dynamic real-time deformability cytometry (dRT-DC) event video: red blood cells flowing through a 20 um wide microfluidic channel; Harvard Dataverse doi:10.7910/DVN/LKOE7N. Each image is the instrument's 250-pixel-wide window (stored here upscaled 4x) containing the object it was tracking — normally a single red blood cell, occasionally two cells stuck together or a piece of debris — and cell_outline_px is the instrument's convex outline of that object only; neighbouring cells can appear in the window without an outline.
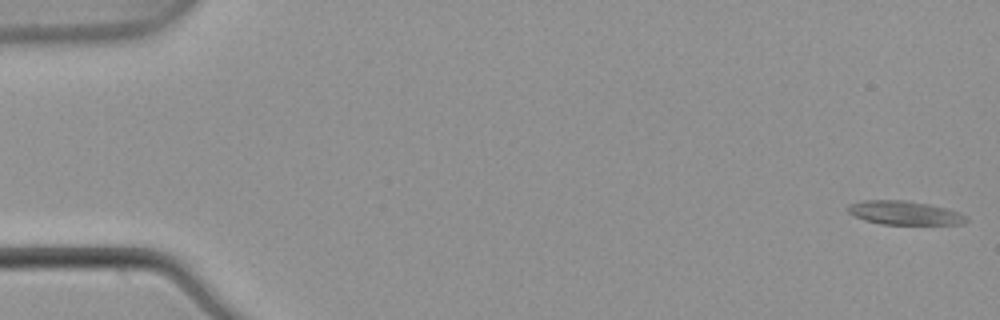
{"species": "common noctule bat (a hibernating species)", "species_latin": "Nyctalus noctula", "temperature_condition": "warm", "stored_images_in_passage": 6, "camera_frame_rate_fps": 3000, "um_per_image_px": 0.085, "animal": {"sex": "male", "body_mass_g": 21.5, "forearm_length_mm": 52.0}, "frame": {"image": 1, "passage_image": 1, "time_ms": 0.0, "image_size_px": [1000, 320], "cell_outline_px": [[968, 220], [964, 224], [880, 224], [864, 220], [848, 212], [848, 204], [864, 200], [904, 200], [928, 204], [948, 208], [960, 212], [968, 216]], "centroid_in_image_um": [76.93, 18.09], "position_along_channel_um": 8.1, "area_um2": 16.47}}
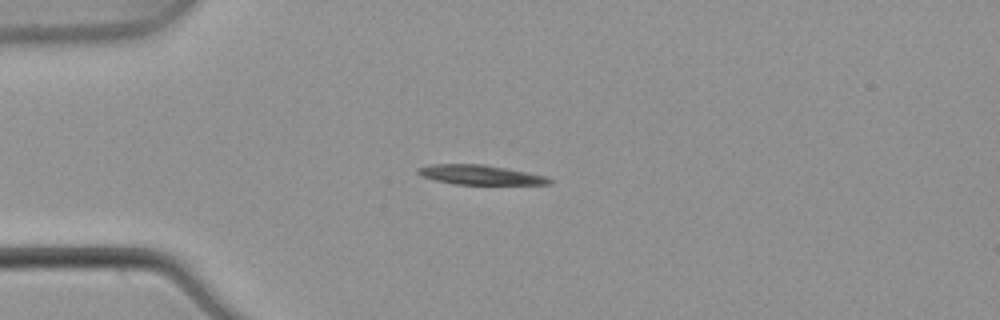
{"frame": {"image": 2, "passage_image": 4, "time_ms": 1.0, "image_size_px": [1000, 320], "cell_outline_px": [[552, 184], [452, 184], [436, 180], [424, 176], [416, 172], [416, 168], [432, 164], [484, 164], [548, 176], [552, 180]], "centroid_in_image_um": [40.83, 14.86], "position_along_channel_um": 44.2, "area_um2": 14.91}}